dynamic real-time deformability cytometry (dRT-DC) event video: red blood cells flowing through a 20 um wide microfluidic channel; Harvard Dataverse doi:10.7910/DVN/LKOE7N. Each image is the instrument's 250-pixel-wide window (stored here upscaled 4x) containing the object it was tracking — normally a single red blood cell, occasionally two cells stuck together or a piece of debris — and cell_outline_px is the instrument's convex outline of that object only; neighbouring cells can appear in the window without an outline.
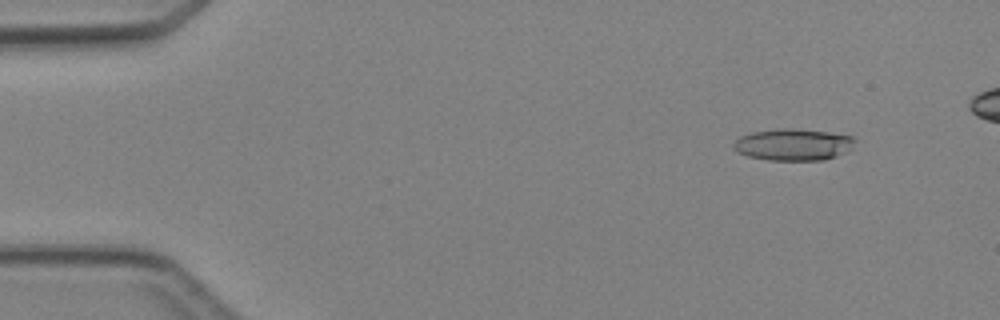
{"species": "Egyptian fruit bat (a non-hibernating species)", "species_latin": "Rousettus aegyptiacus", "temperature_condition": "cold", "stored_images_in_passage": 5, "camera_frame_rate_fps": 3000, "um_per_image_px": 0.085, "animal": {"sex": "female"}, "frame": {"image": 1, "passage_image": 2, "time_ms": 1.333, "image_size_px": [1000, 320], "cell_outline_px": [[856, 140], [852, 148], [836, 156], [824, 160], [768, 160], [748, 156], [736, 152], [732, 148], [732, 144], [740, 136], [752, 132], [780, 128], [792, 128], [828, 132], [852, 136]], "centroid_in_image_um": [67.4, 12.29], "position_along_channel_um": 17.6, "area_um2": 22.54}}